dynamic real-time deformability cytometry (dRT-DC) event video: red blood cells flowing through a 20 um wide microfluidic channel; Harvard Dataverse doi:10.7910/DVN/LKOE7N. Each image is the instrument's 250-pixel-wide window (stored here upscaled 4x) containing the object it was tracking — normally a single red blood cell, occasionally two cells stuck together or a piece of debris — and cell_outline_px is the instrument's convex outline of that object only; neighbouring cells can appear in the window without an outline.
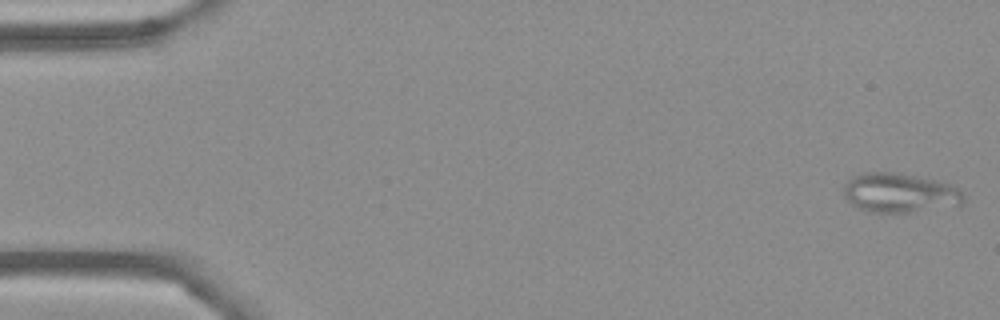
{"species": "Egyptian fruit bat (a non-hibernating species)", "species_latin": "Rousettus aegyptiacus", "temperature_condition": "cold", "stored_images_in_passage": 54, "segment_of_instrument_passage": [1, 2], "camera_frame_rate_fps": 3000, "um_per_image_px": 0.085, "frame": {"image": 1, "passage_image": 1, "time_ms": 0.0, "image_size_px": [1000, 320], "cell_outline_px": [[964, 204], [912, 212], [872, 212], [856, 208], [844, 196], [844, 184], [852, 176], [864, 172], [896, 172], [940, 180], [960, 188], [964, 196]], "centroid_in_image_um": [76.49, 16.38], "position_along_channel_um": 8.5, "area_um2": 27.86}}
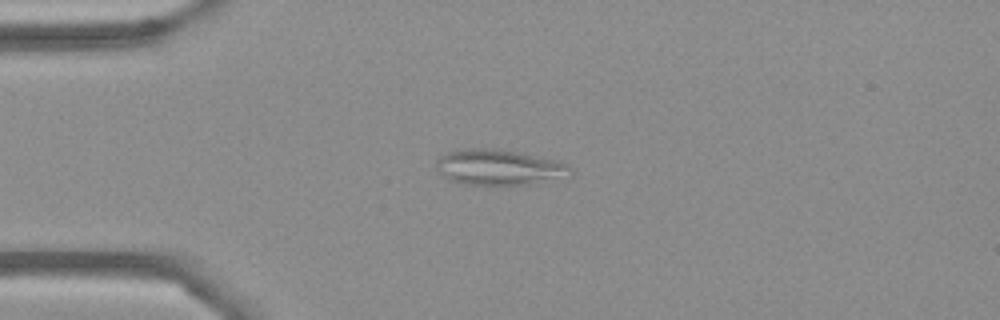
{"frame": {"image": 2, "passage_image": 13, "time_ms": 4.0, "image_size_px": [1000, 320], "cell_outline_px": [[572, 176], [528, 184], [468, 184], [452, 180], [444, 176], [436, 168], [436, 160], [440, 156], [456, 148], [492, 148], [516, 152], [556, 160], [568, 164], [572, 168]], "centroid_in_image_um": [42.43, 14.2], "position_along_channel_um": 42.6, "area_um2": 27.69}}